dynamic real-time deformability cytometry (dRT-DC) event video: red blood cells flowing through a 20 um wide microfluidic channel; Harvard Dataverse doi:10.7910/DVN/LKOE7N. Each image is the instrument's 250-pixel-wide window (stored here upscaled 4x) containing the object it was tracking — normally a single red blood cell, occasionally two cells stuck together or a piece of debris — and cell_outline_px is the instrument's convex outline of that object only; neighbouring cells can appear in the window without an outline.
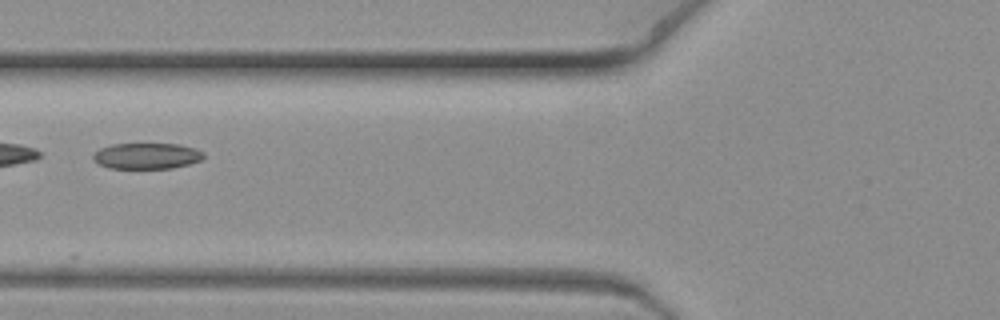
{"species": "common noctule bat (a hibernating species)", "species_latin": "Nyctalus noctula", "temperature_condition": "warm", "stored_images_in_passage": 11, "camera_frame_rate_fps": 3000, "um_per_image_px": 0.085, "animal": {"sex": "female", "body_mass_g": 19.3, "forearm_length_mm": 54.1}, "frame": {"image": 1, "passage_image": 9, "time_ms": 2.667, "image_size_px": [1000, 320], "cell_outline_px": [[204, 156], [200, 160], [188, 164], [172, 168], [112, 168], [100, 164], [92, 160], [92, 156], [100, 148], [112, 144], [180, 144], [196, 148], [204, 152]], "centroid_in_image_um": [12.49, 13.24], "position_along_channel_um": 113.3, "area_um2": 16.65}}
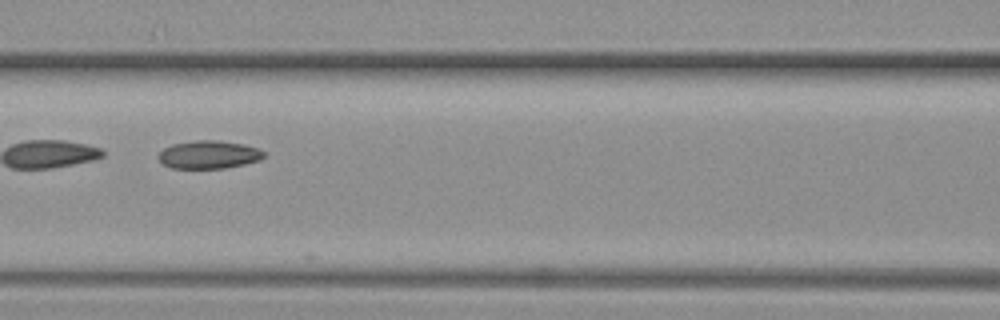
{"frame": {"image": 2, "passage_image": 10, "time_ms": 3.0, "image_size_px": [1000, 320], "cell_outline_px": [[264, 156], [260, 160], [244, 164], [224, 168], [172, 168], [164, 164], [156, 156], [164, 148], [172, 144], [196, 140], [220, 140], [244, 144], [260, 148], [264, 152]], "centroid_in_image_um": [17.76, 13.13], "position_along_channel_um": 148.8, "area_um2": 17.28}}